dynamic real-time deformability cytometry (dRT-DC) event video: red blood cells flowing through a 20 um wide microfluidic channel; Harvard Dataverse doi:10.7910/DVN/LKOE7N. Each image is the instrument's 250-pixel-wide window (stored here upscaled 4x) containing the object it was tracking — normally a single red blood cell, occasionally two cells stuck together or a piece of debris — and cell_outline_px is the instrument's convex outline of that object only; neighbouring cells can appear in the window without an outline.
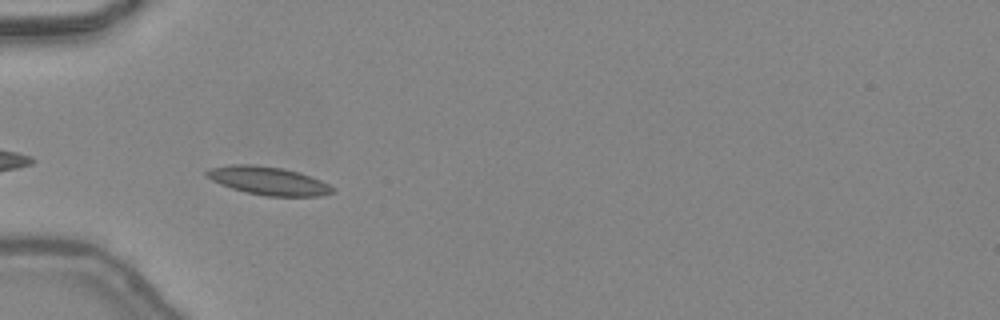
{"species": "common noctule bat (a hibernating species)", "species_latin": "Nyctalus noctula", "temperature_condition": "warm", "stored_images_in_passage": 27, "camera_frame_rate_fps": 3000, "um_per_image_px": 0.085, "animal": {"sex": "female", "body_mass_g": 24.6, "forearm_length_mm": 56.2}, "frame": {"image": 1, "passage_image": 2, "time_ms": 0.333, "image_size_px": [1000, 320], "cell_outline_px": [[336, 188], [332, 192], [320, 196], [264, 196], [244, 192], [220, 184], [212, 180], [204, 172], [208, 168], [232, 164], [252, 164], [284, 168], [300, 172], [320, 180]], "centroid_in_image_um": [22.79, 15.36], "position_along_channel_um": 62.2, "area_um2": 20.81}}
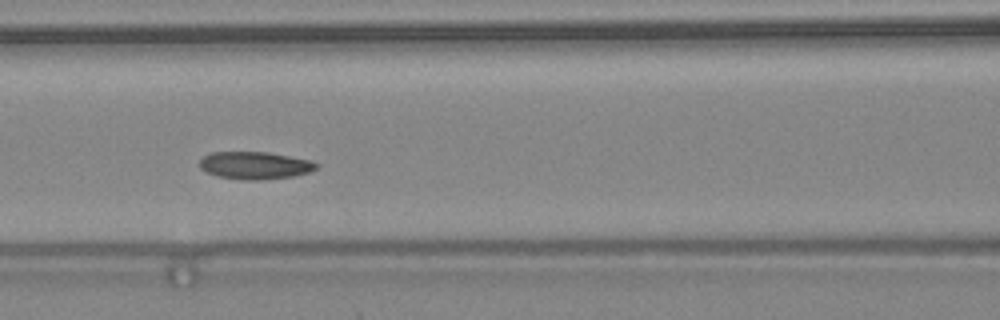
{"frame": {"image": 2, "passage_image": 8, "time_ms": 2.333, "image_size_px": [1000, 320], "cell_outline_px": [[320, 164], [316, 168], [308, 172], [292, 176], [260, 180], [244, 180], [216, 176], [200, 168], [200, 160], [204, 156], [212, 152], [268, 152], [312, 160]], "centroid_in_image_um": [21.68, 14.05], "position_along_channel_um": 144.9, "area_um2": 18.67}}
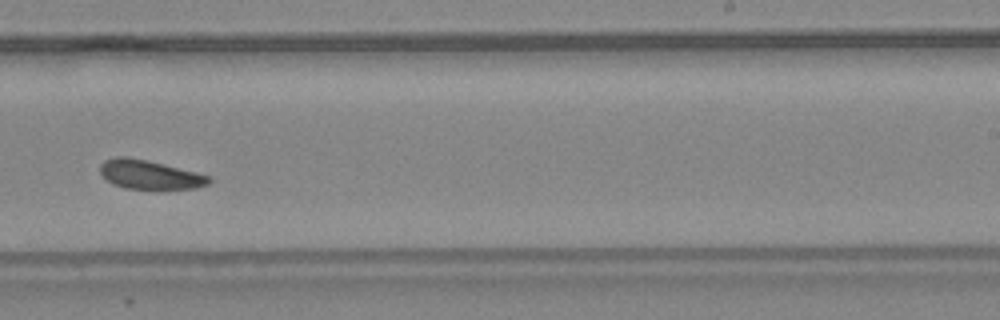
{"frame": {"image": 3, "passage_image": 17, "time_ms": 5.333, "image_size_px": [1000, 320], "cell_outline_px": [[212, 180], [208, 184], [196, 188], [124, 188], [112, 184], [100, 172], [100, 164], [104, 160], [116, 156], [128, 156], [148, 160], [196, 172], [208, 176]], "centroid_in_image_um": [12.69, 14.82], "position_along_channel_um": 276.3, "area_um2": 18.21}, "authors_computed_cell_mechanics": {"area_um2": 18.8428, "velocity_mm_per_s": 4.3971, "shape_relaxation_time_tau1_ms": 2.647, "shape_relaxation_time_tau2_ms": 6.896, "deformation_change_tau1": 0.0846, "deformation_change_tau2": 0.1543}}